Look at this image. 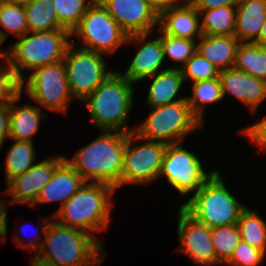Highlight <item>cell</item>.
I'll use <instances>...</instances> for the list:
<instances>
[{
    "instance_id": "obj_1",
    "label": "cell",
    "mask_w": 266,
    "mask_h": 266,
    "mask_svg": "<svg viewBox=\"0 0 266 266\" xmlns=\"http://www.w3.org/2000/svg\"><path fill=\"white\" fill-rule=\"evenodd\" d=\"M39 224L44 240L38 233L37 238L28 241L29 244L16 236L15 243L22 248L33 250L38 258L58 266H99L101 264L102 241L93 235L81 229L62 225L56 220L43 219Z\"/></svg>"
},
{
    "instance_id": "obj_2",
    "label": "cell",
    "mask_w": 266,
    "mask_h": 266,
    "mask_svg": "<svg viewBox=\"0 0 266 266\" xmlns=\"http://www.w3.org/2000/svg\"><path fill=\"white\" fill-rule=\"evenodd\" d=\"M100 133L72 159L65 160L86 182H103L117 189L121 186L126 133L105 130Z\"/></svg>"
},
{
    "instance_id": "obj_3",
    "label": "cell",
    "mask_w": 266,
    "mask_h": 266,
    "mask_svg": "<svg viewBox=\"0 0 266 266\" xmlns=\"http://www.w3.org/2000/svg\"><path fill=\"white\" fill-rule=\"evenodd\" d=\"M133 83L121 75L112 73L84 100L92 122L98 129L130 133L127 127L129 111L133 108Z\"/></svg>"
},
{
    "instance_id": "obj_4",
    "label": "cell",
    "mask_w": 266,
    "mask_h": 266,
    "mask_svg": "<svg viewBox=\"0 0 266 266\" xmlns=\"http://www.w3.org/2000/svg\"><path fill=\"white\" fill-rule=\"evenodd\" d=\"M116 189L103 182H85L82 187L53 215L58 223L81 229L95 238L111 216L112 196Z\"/></svg>"
},
{
    "instance_id": "obj_5",
    "label": "cell",
    "mask_w": 266,
    "mask_h": 266,
    "mask_svg": "<svg viewBox=\"0 0 266 266\" xmlns=\"http://www.w3.org/2000/svg\"><path fill=\"white\" fill-rule=\"evenodd\" d=\"M71 36L67 29L27 32L6 51L8 67L21 83H25L24 70H34L64 59L72 43Z\"/></svg>"
},
{
    "instance_id": "obj_6",
    "label": "cell",
    "mask_w": 266,
    "mask_h": 266,
    "mask_svg": "<svg viewBox=\"0 0 266 266\" xmlns=\"http://www.w3.org/2000/svg\"><path fill=\"white\" fill-rule=\"evenodd\" d=\"M218 170L189 199L180 205L196 221L209 228L237 224L246 207L225 186Z\"/></svg>"
},
{
    "instance_id": "obj_7",
    "label": "cell",
    "mask_w": 266,
    "mask_h": 266,
    "mask_svg": "<svg viewBox=\"0 0 266 266\" xmlns=\"http://www.w3.org/2000/svg\"><path fill=\"white\" fill-rule=\"evenodd\" d=\"M150 109L149 116L135 128V132L143 139L166 144L181 143L186 136L202 126L192 114L186 99Z\"/></svg>"
},
{
    "instance_id": "obj_8",
    "label": "cell",
    "mask_w": 266,
    "mask_h": 266,
    "mask_svg": "<svg viewBox=\"0 0 266 266\" xmlns=\"http://www.w3.org/2000/svg\"><path fill=\"white\" fill-rule=\"evenodd\" d=\"M71 35L83 41L80 48L101 54L115 53L128 37L98 0L86 10Z\"/></svg>"
},
{
    "instance_id": "obj_9",
    "label": "cell",
    "mask_w": 266,
    "mask_h": 266,
    "mask_svg": "<svg viewBox=\"0 0 266 266\" xmlns=\"http://www.w3.org/2000/svg\"><path fill=\"white\" fill-rule=\"evenodd\" d=\"M136 141L145 142L137 145L134 143ZM166 146V143L160 141L143 139L135 131L126 133L121 187L124 184L144 185L157 180Z\"/></svg>"
},
{
    "instance_id": "obj_10",
    "label": "cell",
    "mask_w": 266,
    "mask_h": 266,
    "mask_svg": "<svg viewBox=\"0 0 266 266\" xmlns=\"http://www.w3.org/2000/svg\"><path fill=\"white\" fill-rule=\"evenodd\" d=\"M74 42L68 47L63 62L69 89L73 98L84 101L112 72L107 71L104 55L76 48Z\"/></svg>"
},
{
    "instance_id": "obj_11",
    "label": "cell",
    "mask_w": 266,
    "mask_h": 266,
    "mask_svg": "<svg viewBox=\"0 0 266 266\" xmlns=\"http://www.w3.org/2000/svg\"><path fill=\"white\" fill-rule=\"evenodd\" d=\"M20 85L22 93L25 88L29 98L53 111L65 113L73 98L63 60L34 69Z\"/></svg>"
},
{
    "instance_id": "obj_12",
    "label": "cell",
    "mask_w": 266,
    "mask_h": 266,
    "mask_svg": "<svg viewBox=\"0 0 266 266\" xmlns=\"http://www.w3.org/2000/svg\"><path fill=\"white\" fill-rule=\"evenodd\" d=\"M181 144H167L159 177L165 176L181 195L195 194L216 170L206 172L196 154Z\"/></svg>"
},
{
    "instance_id": "obj_13",
    "label": "cell",
    "mask_w": 266,
    "mask_h": 266,
    "mask_svg": "<svg viewBox=\"0 0 266 266\" xmlns=\"http://www.w3.org/2000/svg\"><path fill=\"white\" fill-rule=\"evenodd\" d=\"M177 235L180 245L176 251L188 255L198 265H216L210 228L190 216L181 206L178 208Z\"/></svg>"
},
{
    "instance_id": "obj_14",
    "label": "cell",
    "mask_w": 266,
    "mask_h": 266,
    "mask_svg": "<svg viewBox=\"0 0 266 266\" xmlns=\"http://www.w3.org/2000/svg\"><path fill=\"white\" fill-rule=\"evenodd\" d=\"M98 1L128 36L150 34L159 25V15L145 0Z\"/></svg>"
},
{
    "instance_id": "obj_15",
    "label": "cell",
    "mask_w": 266,
    "mask_h": 266,
    "mask_svg": "<svg viewBox=\"0 0 266 266\" xmlns=\"http://www.w3.org/2000/svg\"><path fill=\"white\" fill-rule=\"evenodd\" d=\"M65 156H53L34 164L24 174L12 178L4 194L12 195L9 205H33L42 188L50 181L56 167Z\"/></svg>"
},
{
    "instance_id": "obj_16",
    "label": "cell",
    "mask_w": 266,
    "mask_h": 266,
    "mask_svg": "<svg viewBox=\"0 0 266 266\" xmlns=\"http://www.w3.org/2000/svg\"><path fill=\"white\" fill-rule=\"evenodd\" d=\"M148 35L150 34H134L128 36L126 40V43L136 42L140 44V48L133 56L127 70L121 74L133 84L149 77L152 78L154 74L165 70L162 69L165 59L161 39L158 37L146 41Z\"/></svg>"
},
{
    "instance_id": "obj_17",
    "label": "cell",
    "mask_w": 266,
    "mask_h": 266,
    "mask_svg": "<svg viewBox=\"0 0 266 266\" xmlns=\"http://www.w3.org/2000/svg\"><path fill=\"white\" fill-rule=\"evenodd\" d=\"M219 78L223 97L229 93L243 102L253 112L266 99L265 80L252 77L234 68L220 71Z\"/></svg>"
},
{
    "instance_id": "obj_18",
    "label": "cell",
    "mask_w": 266,
    "mask_h": 266,
    "mask_svg": "<svg viewBox=\"0 0 266 266\" xmlns=\"http://www.w3.org/2000/svg\"><path fill=\"white\" fill-rule=\"evenodd\" d=\"M199 11L188 1L164 10L159 15V29L166 35L197 40L203 36Z\"/></svg>"
},
{
    "instance_id": "obj_19",
    "label": "cell",
    "mask_w": 266,
    "mask_h": 266,
    "mask_svg": "<svg viewBox=\"0 0 266 266\" xmlns=\"http://www.w3.org/2000/svg\"><path fill=\"white\" fill-rule=\"evenodd\" d=\"M85 182L81 175L64 159L56 167L50 181L42 188L32 206L62 201V207Z\"/></svg>"
},
{
    "instance_id": "obj_20",
    "label": "cell",
    "mask_w": 266,
    "mask_h": 266,
    "mask_svg": "<svg viewBox=\"0 0 266 266\" xmlns=\"http://www.w3.org/2000/svg\"><path fill=\"white\" fill-rule=\"evenodd\" d=\"M266 20V0H240L236 6L234 35L240 42L255 43Z\"/></svg>"
},
{
    "instance_id": "obj_21",
    "label": "cell",
    "mask_w": 266,
    "mask_h": 266,
    "mask_svg": "<svg viewBox=\"0 0 266 266\" xmlns=\"http://www.w3.org/2000/svg\"><path fill=\"white\" fill-rule=\"evenodd\" d=\"M22 97L20 92L10 103L9 138L17 141L33 142V136L38 132L40 120L46 119L41 106L26 104L19 107L15 103Z\"/></svg>"
},
{
    "instance_id": "obj_22",
    "label": "cell",
    "mask_w": 266,
    "mask_h": 266,
    "mask_svg": "<svg viewBox=\"0 0 266 266\" xmlns=\"http://www.w3.org/2000/svg\"><path fill=\"white\" fill-rule=\"evenodd\" d=\"M240 41L235 35H203L197 43V52L220 71L233 68Z\"/></svg>"
},
{
    "instance_id": "obj_23",
    "label": "cell",
    "mask_w": 266,
    "mask_h": 266,
    "mask_svg": "<svg viewBox=\"0 0 266 266\" xmlns=\"http://www.w3.org/2000/svg\"><path fill=\"white\" fill-rule=\"evenodd\" d=\"M153 77L146 100L149 107L163 106L186 99V97L176 98L185 83L180 69L166 67Z\"/></svg>"
},
{
    "instance_id": "obj_24",
    "label": "cell",
    "mask_w": 266,
    "mask_h": 266,
    "mask_svg": "<svg viewBox=\"0 0 266 266\" xmlns=\"http://www.w3.org/2000/svg\"><path fill=\"white\" fill-rule=\"evenodd\" d=\"M233 68L266 81V47L258 43L240 42Z\"/></svg>"
},
{
    "instance_id": "obj_25",
    "label": "cell",
    "mask_w": 266,
    "mask_h": 266,
    "mask_svg": "<svg viewBox=\"0 0 266 266\" xmlns=\"http://www.w3.org/2000/svg\"><path fill=\"white\" fill-rule=\"evenodd\" d=\"M203 35L231 36L236 27V6L198 10Z\"/></svg>"
},
{
    "instance_id": "obj_26",
    "label": "cell",
    "mask_w": 266,
    "mask_h": 266,
    "mask_svg": "<svg viewBox=\"0 0 266 266\" xmlns=\"http://www.w3.org/2000/svg\"><path fill=\"white\" fill-rule=\"evenodd\" d=\"M192 93L186 100L192 114L204 125L205 105L218 103L224 98L220 78L193 83Z\"/></svg>"
},
{
    "instance_id": "obj_27",
    "label": "cell",
    "mask_w": 266,
    "mask_h": 266,
    "mask_svg": "<svg viewBox=\"0 0 266 266\" xmlns=\"http://www.w3.org/2000/svg\"><path fill=\"white\" fill-rule=\"evenodd\" d=\"M24 8L28 32L64 29L58 22L53 0H35Z\"/></svg>"
},
{
    "instance_id": "obj_28",
    "label": "cell",
    "mask_w": 266,
    "mask_h": 266,
    "mask_svg": "<svg viewBox=\"0 0 266 266\" xmlns=\"http://www.w3.org/2000/svg\"><path fill=\"white\" fill-rule=\"evenodd\" d=\"M36 152L33 142L17 141L10 147L5 160L6 184L14 177L24 174L34 164Z\"/></svg>"
},
{
    "instance_id": "obj_29",
    "label": "cell",
    "mask_w": 266,
    "mask_h": 266,
    "mask_svg": "<svg viewBox=\"0 0 266 266\" xmlns=\"http://www.w3.org/2000/svg\"><path fill=\"white\" fill-rule=\"evenodd\" d=\"M241 240L266 254V222L258 213L245 207L238 219Z\"/></svg>"
},
{
    "instance_id": "obj_30",
    "label": "cell",
    "mask_w": 266,
    "mask_h": 266,
    "mask_svg": "<svg viewBox=\"0 0 266 266\" xmlns=\"http://www.w3.org/2000/svg\"><path fill=\"white\" fill-rule=\"evenodd\" d=\"M210 235L215 249L216 265L225 264L241 241V233L238 225L234 224L210 228Z\"/></svg>"
},
{
    "instance_id": "obj_31",
    "label": "cell",
    "mask_w": 266,
    "mask_h": 266,
    "mask_svg": "<svg viewBox=\"0 0 266 266\" xmlns=\"http://www.w3.org/2000/svg\"><path fill=\"white\" fill-rule=\"evenodd\" d=\"M0 39L4 42L8 34L20 38L28 32L27 17L23 6L3 0L0 3Z\"/></svg>"
},
{
    "instance_id": "obj_32",
    "label": "cell",
    "mask_w": 266,
    "mask_h": 266,
    "mask_svg": "<svg viewBox=\"0 0 266 266\" xmlns=\"http://www.w3.org/2000/svg\"><path fill=\"white\" fill-rule=\"evenodd\" d=\"M95 0H53L59 24L72 32Z\"/></svg>"
},
{
    "instance_id": "obj_33",
    "label": "cell",
    "mask_w": 266,
    "mask_h": 266,
    "mask_svg": "<svg viewBox=\"0 0 266 266\" xmlns=\"http://www.w3.org/2000/svg\"><path fill=\"white\" fill-rule=\"evenodd\" d=\"M158 31H160L159 37L163 45L164 59L169 56L171 60L181 63L180 66H169L170 68L180 69L196 53V40L166 35L159 28Z\"/></svg>"
},
{
    "instance_id": "obj_34",
    "label": "cell",
    "mask_w": 266,
    "mask_h": 266,
    "mask_svg": "<svg viewBox=\"0 0 266 266\" xmlns=\"http://www.w3.org/2000/svg\"><path fill=\"white\" fill-rule=\"evenodd\" d=\"M180 70L184 81L190 80L193 83L218 78L220 75V70L197 51Z\"/></svg>"
},
{
    "instance_id": "obj_35",
    "label": "cell",
    "mask_w": 266,
    "mask_h": 266,
    "mask_svg": "<svg viewBox=\"0 0 266 266\" xmlns=\"http://www.w3.org/2000/svg\"><path fill=\"white\" fill-rule=\"evenodd\" d=\"M266 254L244 241H240L230 259L225 263L235 266H257L265 259Z\"/></svg>"
},
{
    "instance_id": "obj_36",
    "label": "cell",
    "mask_w": 266,
    "mask_h": 266,
    "mask_svg": "<svg viewBox=\"0 0 266 266\" xmlns=\"http://www.w3.org/2000/svg\"><path fill=\"white\" fill-rule=\"evenodd\" d=\"M6 63L5 59L4 65L0 66V105L10 104L21 92V82Z\"/></svg>"
},
{
    "instance_id": "obj_37",
    "label": "cell",
    "mask_w": 266,
    "mask_h": 266,
    "mask_svg": "<svg viewBox=\"0 0 266 266\" xmlns=\"http://www.w3.org/2000/svg\"><path fill=\"white\" fill-rule=\"evenodd\" d=\"M242 133L247 136L248 139H252L256 145L264 150L266 149V117L258 123L256 122L252 126L244 128Z\"/></svg>"
},
{
    "instance_id": "obj_38",
    "label": "cell",
    "mask_w": 266,
    "mask_h": 266,
    "mask_svg": "<svg viewBox=\"0 0 266 266\" xmlns=\"http://www.w3.org/2000/svg\"><path fill=\"white\" fill-rule=\"evenodd\" d=\"M197 10L237 6L240 0H188Z\"/></svg>"
},
{
    "instance_id": "obj_39",
    "label": "cell",
    "mask_w": 266,
    "mask_h": 266,
    "mask_svg": "<svg viewBox=\"0 0 266 266\" xmlns=\"http://www.w3.org/2000/svg\"><path fill=\"white\" fill-rule=\"evenodd\" d=\"M10 104L0 105V149L7 137H9Z\"/></svg>"
},
{
    "instance_id": "obj_40",
    "label": "cell",
    "mask_w": 266,
    "mask_h": 266,
    "mask_svg": "<svg viewBox=\"0 0 266 266\" xmlns=\"http://www.w3.org/2000/svg\"><path fill=\"white\" fill-rule=\"evenodd\" d=\"M158 15L164 10L180 5L184 0H145Z\"/></svg>"
},
{
    "instance_id": "obj_41",
    "label": "cell",
    "mask_w": 266,
    "mask_h": 266,
    "mask_svg": "<svg viewBox=\"0 0 266 266\" xmlns=\"http://www.w3.org/2000/svg\"><path fill=\"white\" fill-rule=\"evenodd\" d=\"M4 204L2 203L1 196H0V241L5 239L4 237L7 236V212L6 208H4Z\"/></svg>"
},
{
    "instance_id": "obj_42",
    "label": "cell",
    "mask_w": 266,
    "mask_h": 266,
    "mask_svg": "<svg viewBox=\"0 0 266 266\" xmlns=\"http://www.w3.org/2000/svg\"><path fill=\"white\" fill-rule=\"evenodd\" d=\"M34 257L30 263V266H58L56 264H52V263H49L47 261H44V260L38 258L36 255Z\"/></svg>"
},
{
    "instance_id": "obj_43",
    "label": "cell",
    "mask_w": 266,
    "mask_h": 266,
    "mask_svg": "<svg viewBox=\"0 0 266 266\" xmlns=\"http://www.w3.org/2000/svg\"><path fill=\"white\" fill-rule=\"evenodd\" d=\"M255 43H258L260 46L266 47V20L264 22V25H263L261 31H260V36Z\"/></svg>"
},
{
    "instance_id": "obj_44",
    "label": "cell",
    "mask_w": 266,
    "mask_h": 266,
    "mask_svg": "<svg viewBox=\"0 0 266 266\" xmlns=\"http://www.w3.org/2000/svg\"><path fill=\"white\" fill-rule=\"evenodd\" d=\"M5 1L15 5L26 7L29 4L33 3L35 0H5Z\"/></svg>"
},
{
    "instance_id": "obj_45",
    "label": "cell",
    "mask_w": 266,
    "mask_h": 266,
    "mask_svg": "<svg viewBox=\"0 0 266 266\" xmlns=\"http://www.w3.org/2000/svg\"><path fill=\"white\" fill-rule=\"evenodd\" d=\"M3 44V42L0 39V46ZM0 57L3 58V61L6 59V51H0Z\"/></svg>"
},
{
    "instance_id": "obj_46",
    "label": "cell",
    "mask_w": 266,
    "mask_h": 266,
    "mask_svg": "<svg viewBox=\"0 0 266 266\" xmlns=\"http://www.w3.org/2000/svg\"><path fill=\"white\" fill-rule=\"evenodd\" d=\"M23 227V226H22ZM22 227H20V231H22V232H24L26 229H24V228H22ZM28 230V229H27ZM32 240H33V238H32Z\"/></svg>"
}]
</instances>
